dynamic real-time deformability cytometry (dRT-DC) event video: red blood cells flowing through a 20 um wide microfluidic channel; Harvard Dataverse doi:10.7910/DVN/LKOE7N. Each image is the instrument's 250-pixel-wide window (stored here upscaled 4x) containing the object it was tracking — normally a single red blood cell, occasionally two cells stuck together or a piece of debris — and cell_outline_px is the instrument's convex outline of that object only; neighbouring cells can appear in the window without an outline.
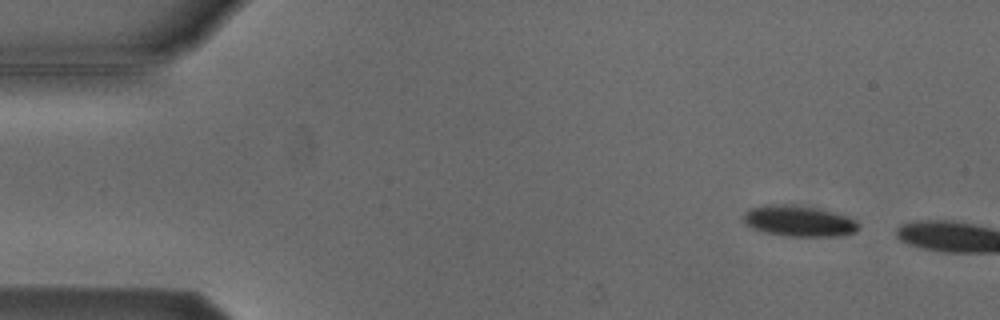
{"species": "Egyptian fruit bat (a non-hibernating species)", "species_latin": "Rousettus aegyptiacus", "temperature_condition": "cold", "stored_images_in_passage": 4, "camera_frame_rate_fps": 3000, "um_per_image_px": 0.085, "animal": {"sex": "male"}, "frame": {"image": 1, "passage_image": 1, "time_ms": 0.0, "image_size_px": [1000, 320], "cell_outline_px": [[860, 228], [856, 232], [840, 236], [788, 236], [764, 232], [752, 228], [744, 224], [744, 212], [748, 208], [764, 204], [792, 204], [816, 208], [848, 216], [856, 220], [860, 224]], "centroid_in_image_um": [67.9, 18.78], "position_along_channel_um": 17.1, "area_um2": 21.04}}